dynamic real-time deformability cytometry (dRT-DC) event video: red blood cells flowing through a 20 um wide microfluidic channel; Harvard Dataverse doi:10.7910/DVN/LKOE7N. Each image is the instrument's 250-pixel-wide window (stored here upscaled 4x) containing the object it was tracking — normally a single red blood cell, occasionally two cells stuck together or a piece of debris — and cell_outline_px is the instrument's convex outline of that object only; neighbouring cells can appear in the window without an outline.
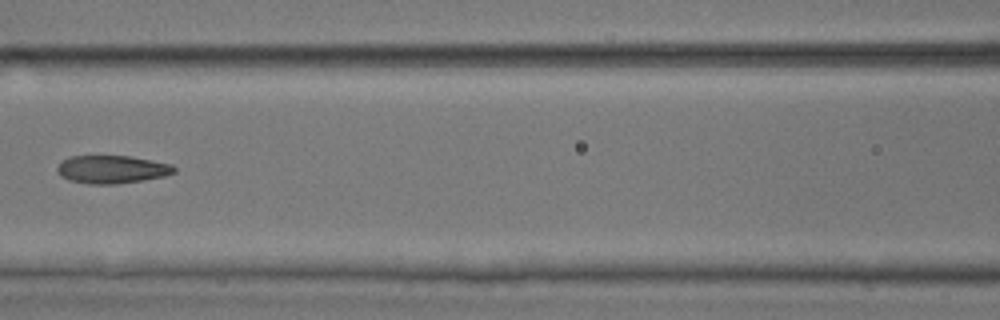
{"species": "common noctule bat (a hibernating species)", "species_latin": "Nyctalus noctula", "temperature_condition": "room temperature", "stored_images_in_passage": 7, "camera_frame_rate_fps": 3000, "um_per_image_px": 0.085, "animal": {"sex": "male", "body_mass_g": 17.9, "forearm_length_mm": 54.2}, "frame": {"image": 1, "passage_image": 6, "time_ms": 1.667, "image_size_px": [1000, 320], "cell_outline_px": [[176, 172], [164, 176], [144, 180], [116, 184], [88, 184], [68, 180], [60, 176], [56, 172], [56, 168], [68, 156], [132, 156], [172, 164], [176, 168]], "centroid_in_image_um": [9.51, 14.4], "position_along_channel_um": 157.1, "area_um2": 19.25}}
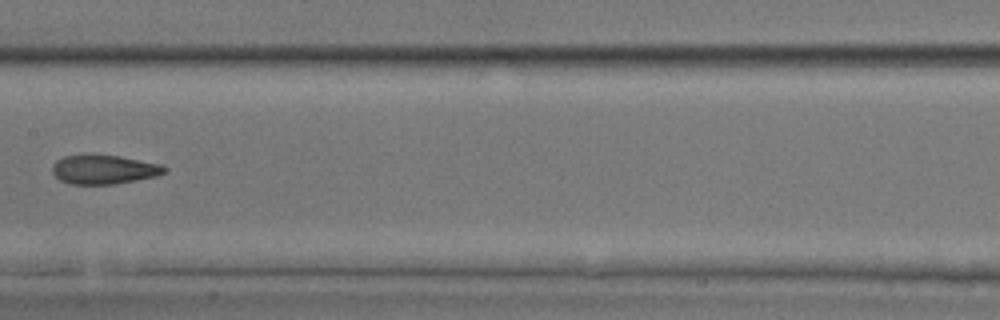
{"frame": {"image": 2, "passage_image": 7, "time_ms": 2.0, "image_size_px": [1000, 320], "cell_outline_px": [[168, 168], [164, 172], [156, 176], [136, 180], [112, 184], [72, 184], [60, 180], [52, 172], [52, 164], [56, 160], [64, 156], [92, 152], [120, 156], [164, 164]], "centroid_in_image_um": [8.82, 14.36], "position_along_channel_um": 198.6, "area_um2": 19.59}}